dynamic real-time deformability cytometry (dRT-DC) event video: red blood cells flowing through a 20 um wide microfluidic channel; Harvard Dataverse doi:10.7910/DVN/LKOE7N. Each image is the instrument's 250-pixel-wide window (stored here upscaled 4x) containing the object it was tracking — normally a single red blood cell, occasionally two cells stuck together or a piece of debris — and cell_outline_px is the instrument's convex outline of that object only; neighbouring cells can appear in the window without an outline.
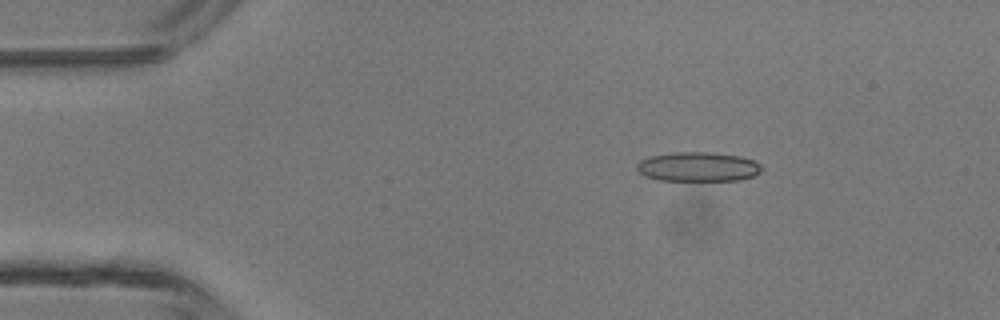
{"species": "common noctule bat (a hibernating species)", "species_latin": "Nyctalus noctula", "temperature_condition": "room temperature", "stored_images_in_passage": 4, "camera_frame_rate_fps": 3000, "um_per_image_px": 0.085, "animal": {"sex": "male", "body_mass_g": 13.3}, "frame": {"image": 1, "passage_image": 2, "time_ms": 0.333, "image_size_px": [1000, 320], "cell_outline_px": [[764, 168], [760, 172], [752, 176], [740, 180], [660, 180], [644, 176], [636, 168], [636, 164], [640, 160], [648, 156], [676, 152], [708, 152], [740, 156], [752, 160], [760, 164]], "centroid_in_image_um": [59.31, 14.17], "position_along_channel_um": 25.7, "area_um2": 21.39}}
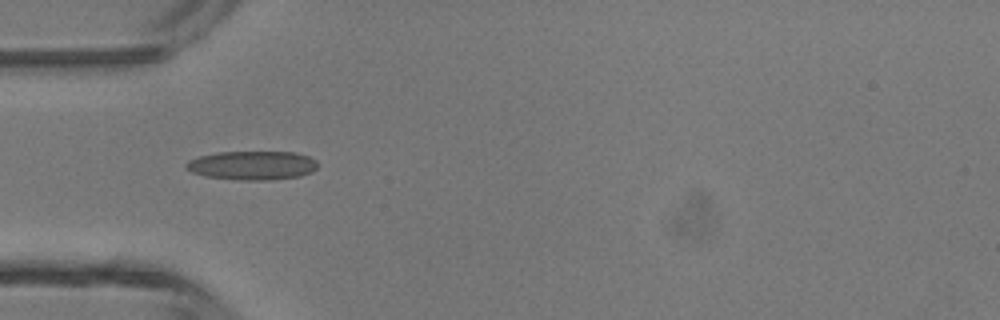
{"frame": {"image": 2, "passage_image": 4, "time_ms": 1.0, "image_size_px": [1000, 320], "cell_outline_px": [[316, 168], [312, 172], [300, 176], [272, 180], [240, 180], [204, 176], [192, 172], [184, 168], [184, 164], [188, 160], [200, 156], [220, 152], [296, 152], [308, 156], [316, 160]], "centroid_in_image_um": [21.43, 14.06], "position_along_channel_um": 63.6, "area_um2": 22.25}}